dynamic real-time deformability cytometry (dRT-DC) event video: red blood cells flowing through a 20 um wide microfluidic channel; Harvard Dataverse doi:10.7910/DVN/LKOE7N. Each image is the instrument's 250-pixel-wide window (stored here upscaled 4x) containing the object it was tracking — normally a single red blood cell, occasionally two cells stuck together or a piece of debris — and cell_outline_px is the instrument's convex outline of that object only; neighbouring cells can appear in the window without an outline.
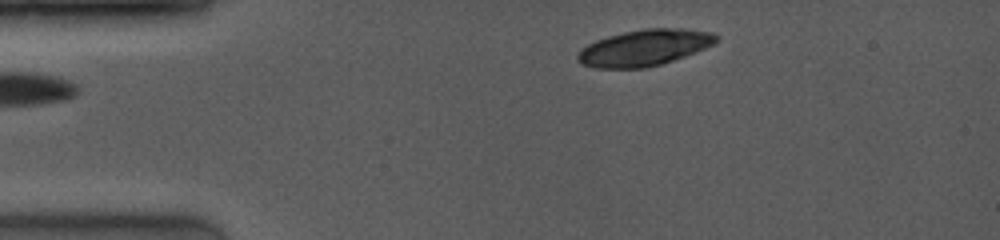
{"species": "common noctule bat (a hibernating species)", "species_latin": "Nyctalus noctula", "temperature_condition": "room temperature", "stored_images_in_passage": 3, "camera_frame_rate_fps": 4000, "um_per_image_px": 0.085, "animal": {"sex": "female", "body_mass_g": 19.0, "forearm_length_mm": 53.3}, "frame": {"image": 1, "passage_image": 3, "time_ms": 1.5, "image_size_px": [1000, 240], "cell_outline_px": [[720, 40], [716, 44], [696, 52], [660, 64], [644, 68], [596, 68], [580, 64], [576, 60], [576, 56], [588, 44], [596, 40], [608, 36], [624, 32], [644, 28], [684, 28], [712, 32], [720, 36]], "centroid_in_image_um": [54.82, 4.04], "position_along_channel_um": 30.2, "area_um2": 29.42}}